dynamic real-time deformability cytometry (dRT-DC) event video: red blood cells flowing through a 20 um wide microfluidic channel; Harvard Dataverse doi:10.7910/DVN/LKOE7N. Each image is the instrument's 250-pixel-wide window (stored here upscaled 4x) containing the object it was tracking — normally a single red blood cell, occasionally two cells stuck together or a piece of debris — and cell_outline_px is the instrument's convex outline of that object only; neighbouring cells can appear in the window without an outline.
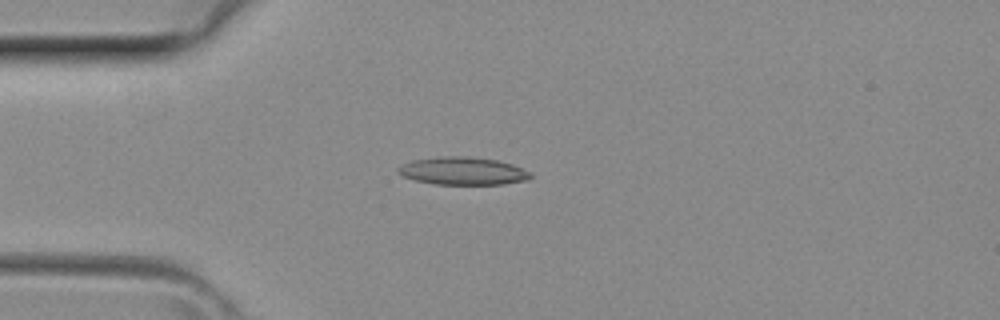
{"species": "common noctule bat (a hibernating species)", "species_latin": "Nyctalus noctula", "temperature_condition": "room temperature", "stored_images_in_passage": 3, "camera_frame_rate_fps": 3000, "um_per_image_px": 0.085, "animal": {"sex": "female", "body_mass_g": 29.2, "forearm_length_mm": 56.3}, "frame": {"image": 1, "passage_image": 3, "time_ms": 0.667, "image_size_px": [1000, 320], "cell_outline_px": [[532, 176], [528, 180], [504, 184], [436, 184], [416, 180], [404, 176], [396, 172], [396, 168], [412, 160], [448, 156], [464, 156], [496, 160], [512, 164], [532, 172]], "centroid_in_image_um": [39.37, 14.54], "position_along_channel_um": 45.6, "area_um2": 21.27}}